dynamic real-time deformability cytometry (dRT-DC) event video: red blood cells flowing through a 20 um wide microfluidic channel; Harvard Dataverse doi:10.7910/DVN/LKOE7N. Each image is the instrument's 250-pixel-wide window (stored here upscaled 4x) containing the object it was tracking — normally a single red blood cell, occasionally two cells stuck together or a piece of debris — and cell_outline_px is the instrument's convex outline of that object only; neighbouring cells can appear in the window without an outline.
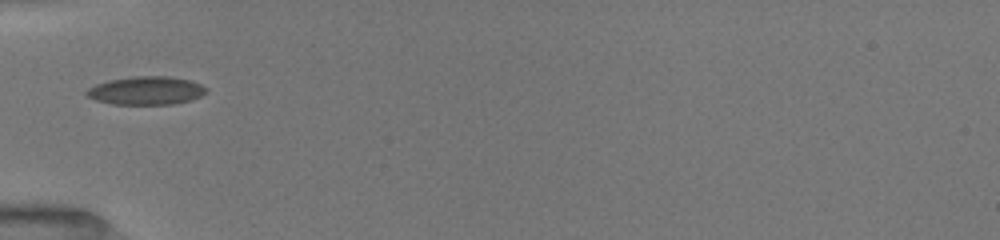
{"species": "common noctule bat (a hibernating species)", "species_latin": "Nyctalus noctula", "temperature_condition": "room temperature", "stored_images_in_passage": 11, "camera_frame_rate_fps": 3000, "um_per_image_px": 0.085, "animal": {"sex": "female", "body_mass_g": 19.5, "forearm_length_mm": 54.1}, "frame": {"image": 1, "passage_image": 1, "time_ms": 0.0, "image_size_px": [1000, 240], "cell_outline_px": [[208, 92], [192, 100], [172, 104], [112, 104], [96, 100], [88, 96], [84, 92], [88, 88], [96, 84], [108, 80], [136, 76], [168, 76], [188, 80], [200, 84], [208, 88]], "centroid_in_image_um": [12.43, 7.7], "position_along_channel_um": 72.6, "area_um2": 19.71}}